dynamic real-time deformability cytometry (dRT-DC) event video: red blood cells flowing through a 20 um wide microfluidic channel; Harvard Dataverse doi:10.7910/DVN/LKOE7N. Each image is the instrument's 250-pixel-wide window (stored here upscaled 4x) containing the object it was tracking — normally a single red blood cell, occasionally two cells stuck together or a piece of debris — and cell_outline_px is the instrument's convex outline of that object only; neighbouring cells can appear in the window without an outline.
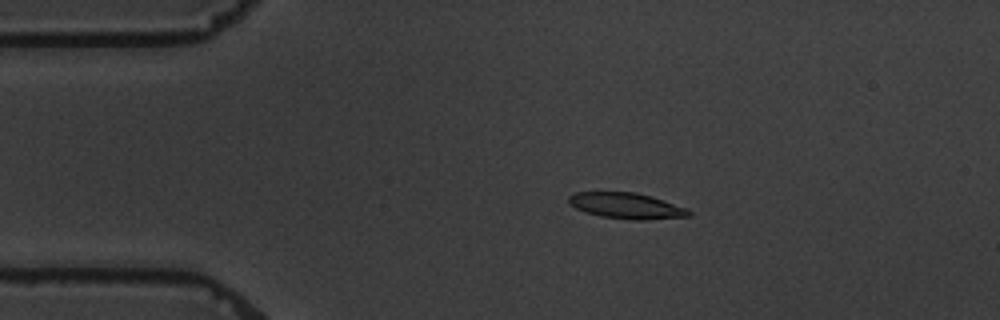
{"species": "common noctule bat (a hibernating species)", "species_latin": "Nyctalus noctula", "temperature_condition": "warm", "stored_images_in_passage": 10, "camera_frame_rate_fps": 3000, "um_per_image_px": 0.085, "animal": {"sex": "male", "body_mass_g": 19.5, "forearm_length_mm": 54.6}, "frame": {"image": 1, "passage_image": 3, "time_ms": 2.333, "image_size_px": [1000, 320], "cell_outline_px": [[692, 216], [644, 220], [632, 220], [600, 216], [576, 208], [568, 204], [568, 196], [576, 192], [636, 192], [652, 196], [688, 208], [692, 212]], "centroid_in_image_um": [53.29, 17.49], "position_along_channel_um": 31.7, "area_um2": 18.26}}
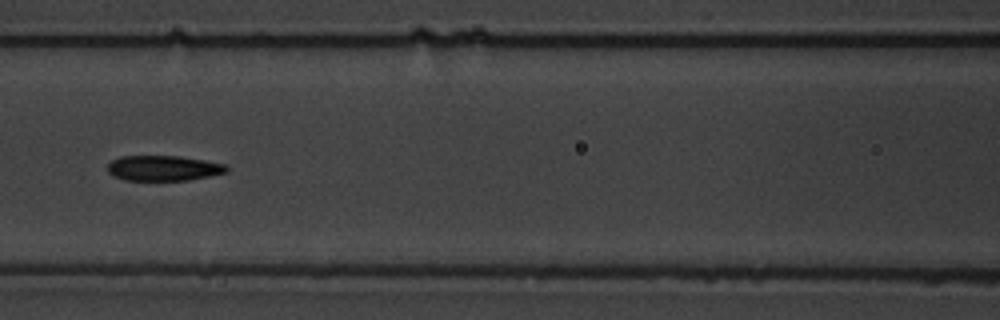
{"frame": {"image": 2, "passage_image": 7, "time_ms": 7.0, "image_size_px": [1000, 320], "cell_outline_px": [[228, 172], [188, 180], [124, 180], [112, 176], [108, 172], [108, 164], [112, 160], [120, 156], [180, 156], [228, 164]], "centroid_in_image_um": [13.9, 14.29], "position_along_channel_um": 152.7, "area_um2": 17.63}}
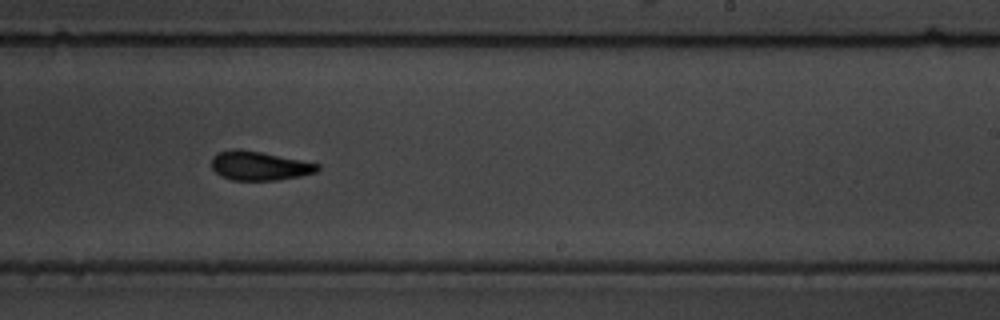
{"frame": {"image": 3, "passage_image": 10, "time_ms": 10.333, "image_size_px": [1000, 320], "cell_outline_px": [[320, 168], [316, 172], [300, 176], [276, 180], [232, 180], [220, 176], [212, 168], [212, 156], [216, 152], [260, 152], [320, 164]], "centroid_in_image_um": [22.07, 14.14], "position_along_channel_um": 266.9, "area_um2": 17.22}}